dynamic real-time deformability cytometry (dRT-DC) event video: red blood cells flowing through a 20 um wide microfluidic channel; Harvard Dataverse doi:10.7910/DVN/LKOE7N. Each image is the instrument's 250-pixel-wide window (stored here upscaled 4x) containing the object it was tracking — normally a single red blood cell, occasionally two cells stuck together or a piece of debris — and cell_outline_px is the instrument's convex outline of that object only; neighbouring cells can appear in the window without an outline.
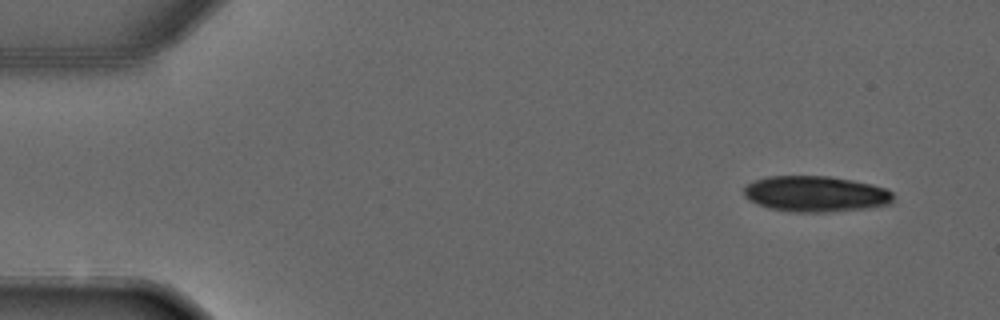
{"species": "common noctule bat (a hibernating species)", "species_latin": "Nyctalus noctula", "temperature_condition": "warm", "stored_images_in_passage": 7, "camera_frame_rate_fps": 3000, "um_per_image_px": 0.085, "animal": {"sex": "male", "forearm_length_mm": 52.5}, "frame": {"image": 1, "passage_image": 1, "time_ms": 0.0, "image_size_px": [1000, 320], "cell_outline_px": [[892, 204], [868, 208], [828, 212], [788, 212], [768, 208], [756, 204], [748, 200], [744, 196], [744, 188], [748, 184], [756, 180], [768, 176], [828, 176], [852, 180], [872, 184], [884, 188], [892, 192]], "centroid_in_image_um": [69.31, 16.49], "position_along_channel_um": 15.7, "area_um2": 31.39}}
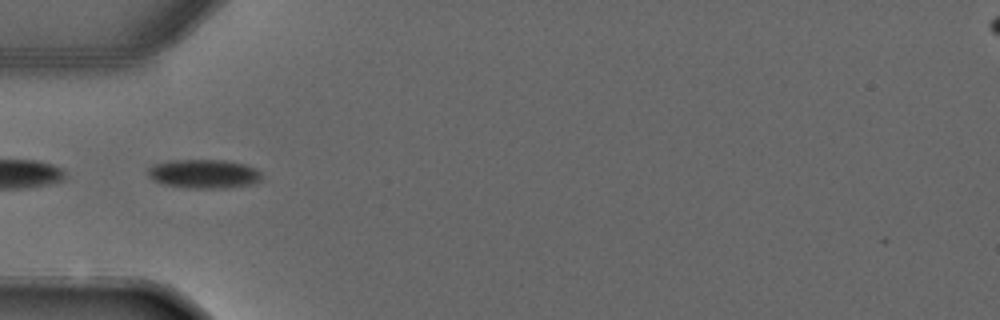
{"frame": {"image": 2, "passage_image": 4, "time_ms": 3.667, "image_size_px": [1000, 320], "cell_outline_px": [[260, 180], [248, 184], [224, 188], [188, 188], [164, 184], [152, 180], [148, 176], [148, 168], [156, 164], [168, 160], [224, 160], [244, 164], [256, 168], [260, 172]], "centroid_in_image_um": [17.29, 14.77], "position_along_channel_um": 67.7, "area_um2": 19.02}}
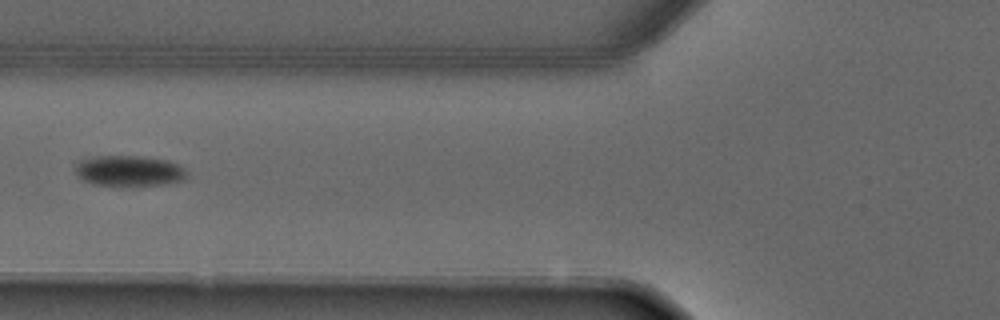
{"frame": {"image": 3, "passage_image": 5, "time_ms": 4.667, "image_size_px": [1000, 320], "cell_outline_px": [[188, 176], [184, 180], [164, 184], [96, 184], [84, 180], [76, 172], [76, 164], [80, 160], [96, 156], [136, 156], [168, 160], [184, 168], [188, 172]], "centroid_in_image_um": [11.02, 14.49], "position_along_channel_um": 114.8, "area_um2": 19.36}}